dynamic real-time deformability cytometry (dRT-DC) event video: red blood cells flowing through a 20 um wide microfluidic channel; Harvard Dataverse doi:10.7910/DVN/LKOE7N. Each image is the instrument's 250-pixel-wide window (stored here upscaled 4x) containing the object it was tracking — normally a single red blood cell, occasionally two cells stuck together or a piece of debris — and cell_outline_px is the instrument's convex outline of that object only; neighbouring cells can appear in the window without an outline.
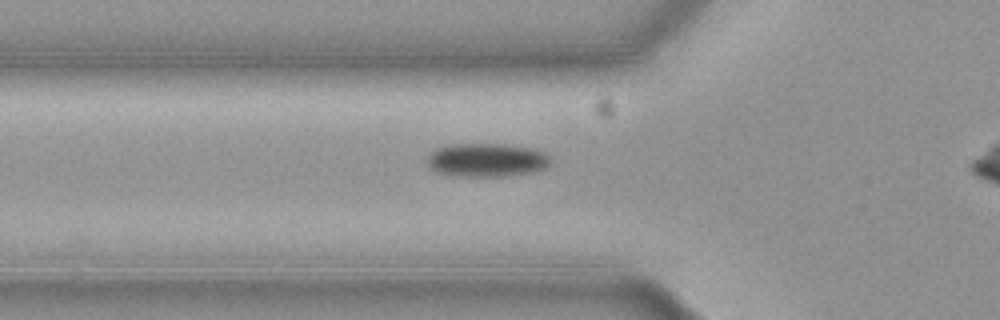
{"species": "common noctule bat (a hibernating species)", "species_latin": "Nyctalus noctula", "temperature_condition": "cold", "stored_images_in_passage": 31, "camera_frame_rate_fps": 3000, "um_per_image_px": 0.085, "animal": {"sex": "female", "body_mass_g": 19.3, "forearm_length_mm": 54.1}, "frame": {"image": 1, "passage_image": 2, "time_ms": 0.333, "image_size_px": [1000, 320], "cell_outline_px": [[548, 164], [544, 168], [532, 172], [500, 176], [464, 176], [436, 172], [428, 164], [428, 156], [436, 148], [448, 144], [504, 144], [532, 148], [544, 152], [548, 156]], "centroid_in_image_um": [41.34, 13.58], "position_along_channel_um": 84.5, "area_um2": 23.76}}
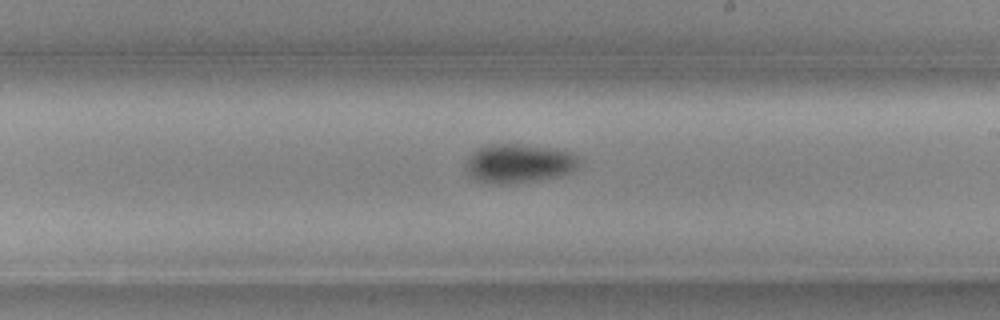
{"frame": {"image": 2, "passage_image": 15, "time_ms": 4.667, "image_size_px": [1000, 320], "cell_outline_px": [[584, 156], [580, 164], [572, 172], [560, 176], [536, 180], [504, 184], [496, 184], [480, 180], [472, 176], [464, 168], [464, 164], [480, 148], [492, 144], [516, 144], [552, 148], [572, 152]], "centroid_in_image_um": [44.22, 13.88], "position_along_channel_um": 244.8, "area_um2": 25.61}}
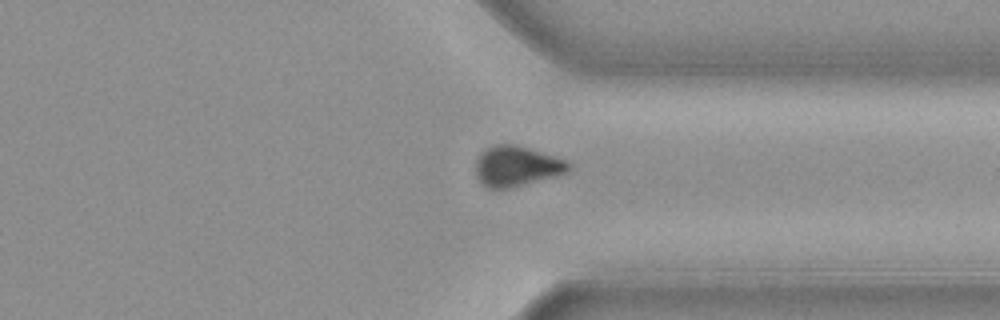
{"frame": {"image": 3, "passage_image": 25, "time_ms": 8.0, "image_size_px": [1000, 320], "cell_outline_px": [[572, 168], [568, 172], [556, 176], [508, 188], [488, 188], [476, 176], [476, 160], [488, 148], [496, 144], [516, 144], [568, 160], [572, 164]], "centroid_in_image_um": [43.98, 14.12], "position_along_channel_um": 367.4, "area_um2": 21.68}}